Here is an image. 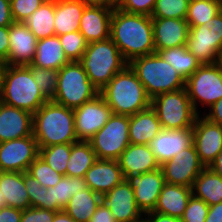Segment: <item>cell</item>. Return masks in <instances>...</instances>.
Segmentation results:
<instances>
[{
	"label": "cell",
	"instance_id": "cell-1",
	"mask_svg": "<svg viewBox=\"0 0 222 222\" xmlns=\"http://www.w3.org/2000/svg\"><path fill=\"white\" fill-rule=\"evenodd\" d=\"M110 38L127 63L155 53L152 17L131 14L114 7Z\"/></svg>",
	"mask_w": 222,
	"mask_h": 222
},
{
	"label": "cell",
	"instance_id": "cell-2",
	"mask_svg": "<svg viewBox=\"0 0 222 222\" xmlns=\"http://www.w3.org/2000/svg\"><path fill=\"white\" fill-rule=\"evenodd\" d=\"M32 135L39 149L77 142L73 109L48 100L33 114Z\"/></svg>",
	"mask_w": 222,
	"mask_h": 222
},
{
	"label": "cell",
	"instance_id": "cell-3",
	"mask_svg": "<svg viewBox=\"0 0 222 222\" xmlns=\"http://www.w3.org/2000/svg\"><path fill=\"white\" fill-rule=\"evenodd\" d=\"M99 94L113 114L132 116L151 106V98L129 64L119 71Z\"/></svg>",
	"mask_w": 222,
	"mask_h": 222
},
{
	"label": "cell",
	"instance_id": "cell-4",
	"mask_svg": "<svg viewBox=\"0 0 222 222\" xmlns=\"http://www.w3.org/2000/svg\"><path fill=\"white\" fill-rule=\"evenodd\" d=\"M0 101L34 114L48 99L41 92L27 66L2 65Z\"/></svg>",
	"mask_w": 222,
	"mask_h": 222
},
{
	"label": "cell",
	"instance_id": "cell-5",
	"mask_svg": "<svg viewBox=\"0 0 222 222\" xmlns=\"http://www.w3.org/2000/svg\"><path fill=\"white\" fill-rule=\"evenodd\" d=\"M128 64L151 99L185 88L184 78L156 52L135 58Z\"/></svg>",
	"mask_w": 222,
	"mask_h": 222
},
{
	"label": "cell",
	"instance_id": "cell-6",
	"mask_svg": "<svg viewBox=\"0 0 222 222\" xmlns=\"http://www.w3.org/2000/svg\"><path fill=\"white\" fill-rule=\"evenodd\" d=\"M79 63L99 92L128 65L111 38L88 43Z\"/></svg>",
	"mask_w": 222,
	"mask_h": 222
},
{
	"label": "cell",
	"instance_id": "cell-7",
	"mask_svg": "<svg viewBox=\"0 0 222 222\" xmlns=\"http://www.w3.org/2000/svg\"><path fill=\"white\" fill-rule=\"evenodd\" d=\"M98 94L79 61H70L58 71L57 90L51 100L74 110Z\"/></svg>",
	"mask_w": 222,
	"mask_h": 222
},
{
	"label": "cell",
	"instance_id": "cell-8",
	"mask_svg": "<svg viewBox=\"0 0 222 222\" xmlns=\"http://www.w3.org/2000/svg\"><path fill=\"white\" fill-rule=\"evenodd\" d=\"M151 107L164 130L193 128L198 116L186 88L156 95L151 99Z\"/></svg>",
	"mask_w": 222,
	"mask_h": 222
},
{
	"label": "cell",
	"instance_id": "cell-9",
	"mask_svg": "<svg viewBox=\"0 0 222 222\" xmlns=\"http://www.w3.org/2000/svg\"><path fill=\"white\" fill-rule=\"evenodd\" d=\"M185 88L195 112L202 115L206 108L222 98V61L201 65L185 81Z\"/></svg>",
	"mask_w": 222,
	"mask_h": 222
},
{
	"label": "cell",
	"instance_id": "cell-10",
	"mask_svg": "<svg viewBox=\"0 0 222 222\" xmlns=\"http://www.w3.org/2000/svg\"><path fill=\"white\" fill-rule=\"evenodd\" d=\"M128 130L129 116L112 114L89 140L97 159L118 160L130 144Z\"/></svg>",
	"mask_w": 222,
	"mask_h": 222
},
{
	"label": "cell",
	"instance_id": "cell-11",
	"mask_svg": "<svg viewBox=\"0 0 222 222\" xmlns=\"http://www.w3.org/2000/svg\"><path fill=\"white\" fill-rule=\"evenodd\" d=\"M165 183L192 188L205 166L201 163L194 144L160 165Z\"/></svg>",
	"mask_w": 222,
	"mask_h": 222
},
{
	"label": "cell",
	"instance_id": "cell-12",
	"mask_svg": "<svg viewBox=\"0 0 222 222\" xmlns=\"http://www.w3.org/2000/svg\"><path fill=\"white\" fill-rule=\"evenodd\" d=\"M73 113L75 134L78 141H89L113 114L100 94L74 109Z\"/></svg>",
	"mask_w": 222,
	"mask_h": 222
},
{
	"label": "cell",
	"instance_id": "cell-13",
	"mask_svg": "<svg viewBox=\"0 0 222 222\" xmlns=\"http://www.w3.org/2000/svg\"><path fill=\"white\" fill-rule=\"evenodd\" d=\"M38 156L39 148L33 135L0 142V171L27 172Z\"/></svg>",
	"mask_w": 222,
	"mask_h": 222
},
{
	"label": "cell",
	"instance_id": "cell-14",
	"mask_svg": "<svg viewBox=\"0 0 222 222\" xmlns=\"http://www.w3.org/2000/svg\"><path fill=\"white\" fill-rule=\"evenodd\" d=\"M187 50L203 64H216L222 60V33H215L208 26L190 27Z\"/></svg>",
	"mask_w": 222,
	"mask_h": 222
},
{
	"label": "cell",
	"instance_id": "cell-15",
	"mask_svg": "<svg viewBox=\"0 0 222 222\" xmlns=\"http://www.w3.org/2000/svg\"><path fill=\"white\" fill-rule=\"evenodd\" d=\"M193 131V144L201 163L209 167L222 151V126L198 115Z\"/></svg>",
	"mask_w": 222,
	"mask_h": 222
},
{
	"label": "cell",
	"instance_id": "cell-16",
	"mask_svg": "<svg viewBox=\"0 0 222 222\" xmlns=\"http://www.w3.org/2000/svg\"><path fill=\"white\" fill-rule=\"evenodd\" d=\"M117 222H143L144 215L138 209L130 180H123L102 196Z\"/></svg>",
	"mask_w": 222,
	"mask_h": 222
},
{
	"label": "cell",
	"instance_id": "cell-17",
	"mask_svg": "<svg viewBox=\"0 0 222 222\" xmlns=\"http://www.w3.org/2000/svg\"><path fill=\"white\" fill-rule=\"evenodd\" d=\"M37 38L23 22L9 26V55L2 63L11 66H28L36 54Z\"/></svg>",
	"mask_w": 222,
	"mask_h": 222
},
{
	"label": "cell",
	"instance_id": "cell-18",
	"mask_svg": "<svg viewBox=\"0 0 222 222\" xmlns=\"http://www.w3.org/2000/svg\"><path fill=\"white\" fill-rule=\"evenodd\" d=\"M155 52L186 45L189 24L185 19L152 17Z\"/></svg>",
	"mask_w": 222,
	"mask_h": 222
},
{
	"label": "cell",
	"instance_id": "cell-19",
	"mask_svg": "<svg viewBox=\"0 0 222 222\" xmlns=\"http://www.w3.org/2000/svg\"><path fill=\"white\" fill-rule=\"evenodd\" d=\"M124 180L160 168L150 145L129 144L118 159Z\"/></svg>",
	"mask_w": 222,
	"mask_h": 222
},
{
	"label": "cell",
	"instance_id": "cell-20",
	"mask_svg": "<svg viewBox=\"0 0 222 222\" xmlns=\"http://www.w3.org/2000/svg\"><path fill=\"white\" fill-rule=\"evenodd\" d=\"M135 202L142 214L154 211L158 197L162 191L165 179L161 168L140 174L130 179Z\"/></svg>",
	"mask_w": 222,
	"mask_h": 222
},
{
	"label": "cell",
	"instance_id": "cell-21",
	"mask_svg": "<svg viewBox=\"0 0 222 222\" xmlns=\"http://www.w3.org/2000/svg\"><path fill=\"white\" fill-rule=\"evenodd\" d=\"M193 144L192 128L162 130L149 144L158 163L171 160L177 153Z\"/></svg>",
	"mask_w": 222,
	"mask_h": 222
},
{
	"label": "cell",
	"instance_id": "cell-22",
	"mask_svg": "<svg viewBox=\"0 0 222 222\" xmlns=\"http://www.w3.org/2000/svg\"><path fill=\"white\" fill-rule=\"evenodd\" d=\"M33 114L0 101V142L32 135Z\"/></svg>",
	"mask_w": 222,
	"mask_h": 222
},
{
	"label": "cell",
	"instance_id": "cell-23",
	"mask_svg": "<svg viewBox=\"0 0 222 222\" xmlns=\"http://www.w3.org/2000/svg\"><path fill=\"white\" fill-rule=\"evenodd\" d=\"M114 7L86 6L79 24V32L88 43L110 38Z\"/></svg>",
	"mask_w": 222,
	"mask_h": 222
},
{
	"label": "cell",
	"instance_id": "cell-24",
	"mask_svg": "<svg viewBox=\"0 0 222 222\" xmlns=\"http://www.w3.org/2000/svg\"><path fill=\"white\" fill-rule=\"evenodd\" d=\"M87 186L103 196L123 180L118 160L97 159L85 174Z\"/></svg>",
	"mask_w": 222,
	"mask_h": 222
},
{
	"label": "cell",
	"instance_id": "cell-25",
	"mask_svg": "<svg viewBox=\"0 0 222 222\" xmlns=\"http://www.w3.org/2000/svg\"><path fill=\"white\" fill-rule=\"evenodd\" d=\"M87 183L84 178L63 176L54 187H45L41 201V209H50L56 212L62 211L70 198L77 192L87 189Z\"/></svg>",
	"mask_w": 222,
	"mask_h": 222
},
{
	"label": "cell",
	"instance_id": "cell-26",
	"mask_svg": "<svg viewBox=\"0 0 222 222\" xmlns=\"http://www.w3.org/2000/svg\"><path fill=\"white\" fill-rule=\"evenodd\" d=\"M162 130L157 114L151 106L129 116L130 144L149 145Z\"/></svg>",
	"mask_w": 222,
	"mask_h": 222
},
{
	"label": "cell",
	"instance_id": "cell-27",
	"mask_svg": "<svg viewBox=\"0 0 222 222\" xmlns=\"http://www.w3.org/2000/svg\"><path fill=\"white\" fill-rule=\"evenodd\" d=\"M191 196L192 188L165 183L154 211L181 219Z\"/></svg>",
	"mask_w": 222,
	"mask_h": 222
},
{
	"label": "cell",
	"instance_id": "cell-28",
	"mask_svg": "<svg viewBox=\"0 0 222 222\" xmlns=\"http://www.w3.org/2000/svg\"><path fill=\"white\" fill-rule=\"evenodd\" d=\"M85 5L79 0H55V36L79 31Z\"/></svg>",
	"mask_w": 222,
	"mask_h": 222
},
{
	"label": "cell",
	"instance_id": "cell-29",
	"mask_svg": "<svg viewBox=\"0 0 222 222\" xmlns=\"http://www.w3.org/2000/svg\"><path fill=\"white\" fill-rule=\"evenodd\" d=\"M24 184V172H1L0 191L6 199V206L25 210L30 207L29 195Z\"/></svg>",
	"mask_w": 222,
	"mask_h": 222
},
{
	"label": "cell",
	"instance_id": "cell-30",
	"mask_svg": "<svg viewBox=\"0 0 222 222\" xmlns=\"http://www.w3.org/2000/svg\"><path fill=\"white\" fill-rule=\"evenodd\" d=\"M69 62L64 54L59 37L53 36L38 40L36 54L31 64L39 68L59 71Z\"/></svg>",
	"mask_w": 222,
	"mask_h": 222
},
{
	"label": "cell",
	"instance_id": "cell-31",
	"mask_svg": "<svg viewBox=\"0 0 222 222\" xmlns=\"http://www.w3.org/2000/svg\"><path fill=\"white\" fill-rule=\"evenodd\" d=\"M192 195L209 206L222 202V178L205 167L193 183Z\"/></svg>",
	"mask_w": 222,
	"mask_h": 222
},
{
	"label": "cell",
	"instance_id": "cell-32",
	"mask_svg": "<svg viewBox=\"0 0 222 222\" xmlns=\"http://www.w3.org/2000/svg\"><path fill=\"white\" fill-rule=\"evenodd\" d=\"M101 202L102 196L88 187L81 192L75 193L63 210L75 222H89Z\"/></svg>",
	"mask_w": 222,
	"mask_h": 222
},
{
	"label": "cell",
	"instance_id": "cell-33",
	"mask_svg": "<svg viewBox=\"0 0 222 222\" xmlns=\"http://www.w3.org/2000/svg\"><path fill=\"white\" fill-rule=\"evenodd\" d=\"M54 16L55 0H47L23 23L40 40L55 36Z\"/></svg>",
	"mask_w": 222,
	"mask_h": 222
},
{
	"label": "cell",
	"instance_id": "cell-34",
	"mask_svg": "<svg viewBox=\"0 0 222 222\" xmlns=\"http://www.w3.org/2000/svg\"><path fill=\"white\" fill-rule=\"evenodd\" d=\"M97 160L89 141L71 144V154L66 166V176L84 178L86 172Z\"/></svg>",
	"mask_w": 222,
	"mask_h": 222
},
{
	"label": "cell",
	"instance_id": "cell-35",
	"mask_svg": "<svg viewBox=\"0 0 222 222\" xmlns=\"http://www.w3.org/2000/svg\"><path fill=\"white\" fill-rule=\"evenodd\" d=\"M167 61L186 81L200 66L201 63L187 50L186 45L157 52Z\"/></svg>",
	"mask_w": 222,
	"mask_h": 222
},
{
	"label": "cell",
	"instance_id": "cell-36",
	"mask_svg": "<svg viewBox=\"0 0 222 222\" xmlns=\"http://www.w3.org/2000/svg\"><path fill=\"white\" fill-rule=\"evenodd\" d=\"M221 11V0H190L185 20L189 27L200 26L209 22Z\"/></svg>",
	"mask_w": 222,
	"mask_h": 222
},
{
	"label": "cell",
	"instance_id": "cell-37",
	"mask_svg": "<svg viewBox=\"0 0 222 222\" xmlns=\"http://www.w3.org/2000/svg\"><path fill=\"white\" fill-rule=\"evenodd\" d=\"M70 154L71 144H58L39 149V157L63 176H66V166Z\"/></svg>",
	"mask_w": 222,
	"mask_h": 222
},
{
	"label": "cell",
	"instance_id": "cell-38",
	"mask_svg": "<svg viewBox=\"0 0 222 222\" xmlns=\"http://www.w3.org/2000/svg\"><path fill=\"white\" fill-rule=\"evenodd\" d=\"M190 0H156L151 17L186 19Z\"/></svg>",
	"mask_w": 222,
	"mask_h": 222
},
{
	"label": "cell",
	"instance_id": "cell-39",
	"mask_svg": "<svg viewBox=\"0 0 222 222\" xmlns=\"http://www.w3.org/2000/svg\"><path fill=\"white\" fill-rule=\"evenodd\" d=\"M58 37L67 59L69 61H79L88 46L85 37L79 31L66 33Z\"/></svg>",
	"mask_w": 222,
	"mask_h": 222
},
{
	"label": "cell",
	"instance_id": "cell-40",
	"mask_svg": "<svg viewBox=\"0 0 222 222\" xmlns=\"http://www.w3.org/2000/svg\"><path fill=\"white\" fill-rule=\"evenodd\" d=\"M27 67L31 70L33 79L41 92L48 100H51L57 90L58 70L39 68L32 64Z\"/></svg>",
	"mask_w": 222,
	"mask_h": 222
},
{
	"label": "cell",
	"instance_id": "cell-41",
	"mask_svg": "<svg viewBox=\"0 0 222 222\" xmlns=\"http://www.w3.org/2000/svg\"><path fill=\"white\" fill-rule=\"evenodd\" d=\"M27 173L47 188L54 187L63 177L39 156L29 165Z\"/></svg>",
	"mask_w": 222,
	"mask_h": 222
},
{
	"label": "cell",
	"instance_id": "cell-42",
	"mask_svg": "<svg viewBox=\"0 0 222 222\" xmlns=\"http://www.w3.org/2000/svg\"><path fill=\"white\" fill-rule=\"evenodd\" d=\"M208 211L209 205L192 195L181 220L182 222H205Z\"/></svg>",
	"mask_w": 222,
	"mask_h": 222
},
{
	"label": "cell",
	"instance_id": "cell-43",
	"mask_svg": "<svg viewBox=\"0 0 222 222\" xmlns=\"http://www.w3.org/2000/svg\"><path fill=\"white\" fill-rule=\"evenodd\" d=\"M47 0H10L14 22H24Z\"/></svg>",
	"mask_w": 222,
	"mask_h": 222
},
{
	"label": "cell",
	"instance_id": "cell-44",
	"mask_svg": "<svg viewBox=\"0 0 222 222\" xmlns=\"http://www.w3.org/2000/svg\"><path fill=\"white\" fill-rule=\"evenodd\" d=\"M156 0H122L116 7L131 14H142L151 17Z\"/></svg>",
	"mask_w": 222,
	"mask_h": 222
},
{
	"label": "cell",
	"instance_id": "cell-45",
	"mask_svg": "<svg viewBox=\"0 0 222 222\" xmlns=\"http://www.w3.org/2000/svg\"><path fill=\"white\" fill-rule=\"evenodd\" d=\"M24 184L29 195L30 207H37L41 209V201L43 196L41 184L27 172H24Z\"/></svg>",
	"mask_w": 222,
	"mask_h": 222
},
{
	"label": "cell",
	"instance_id": "cell-46",
	"mask_svg": "<svg viewBox=\"0 0 222 222\" xmlns=\"http://www.w3.org/2000/svg\"><path fill=\"white\" fill-rule=\"evenodd\" d=\"M56 211L29 207L22 211L20 222H52Z\"/></svg>",
	"mask_w": 222,
	"mask_h": 222
},
{
	"label": "cell",
	"instance_id": "cell-47",
	"mask_svg": "<svg viewBox=\"0 0 222 222\" xmlns=\"http://www.w3.org/2000/svg\"><path fill=\"white\" fill-rule=\"evenodd\" d=\"M202 116L210 122L222 126V98L206 109Z\"/></svg>",
	"mask_w": 222,
	"mask_h": 222
},
{
	"label": "cell",
	"instance_id": "cell-48",
	"mask_svg": "<svg viewBox=\"0 0 222 222\" xmlns=\"http://www.w3.org/2000/svg\"><path fill=\"white\" fill-rule=\"evenodd\" d=\"M89 222H117L105 203L101 202Z\"/></svg>",
	"mask_w": 222,
	"mask_h": 222
},
{
	"label": "cell",
	"instance_id": "cell-49",
	"mask_svg": "<svg viewBox=\"0 0 222 222\" xmlns=\"http://www.w3.org/2000/svg\"><path fill=\"white\" fill-rule=\"evenodd\" d=\"M22 210L10 206L0 208V222H20Z\"/></svg>",
	"mask_w": 222,
	"mask_h": 222
},
{
	"label": "cell",
	"instance_id": "cell-50",
	"mask_svg": "<svg viewBox=\"0 0 222 222\" xmlns=\"http://www.w3.org/2000/svg\"><path fill=\"white\" fill-rule=\"evenodd\" d=\"M13 22L10 0H0V27H9Z\"/></svg>",
	"mask_w": 222,
	"mask_h": 222
},
{
	"label": "cell",
	"instance_id": "cell-51",
	"mask_svg": "<svg viewBox=\"0 0 222 222\" xmlns=\"http://www.w3.org/2000/svg\"><path fill=\"white\" fill-rule=\"evenodd\" d=\"M9 27H0V62L3 63L9 55Z\"/></svg>",
	"mask_w": 222,
	"mask_h": 222
},
{
	"label": "cell",
	"instance_id": "cell-52",
	"mask_svg": "<svg viewBox=\"0 0 222 222\" xmlns=\"http://www.w3.org/2000/svg\"><path fill=\"white\" fill-rule=\"evenodd\" d=\"M143 222H182V220L180 218L152 211L144 214Z\"/></svg>",
	"mask_w": 222,
	"mask_h": 222
},
{
	"label": "cell",
	"instance_id": "cell-53",
	"mask_svg": "<svg viewBox=\"0 0 222 222\" xmlns=\"http://www.w3.org/2000/svg\"><path fill=\"white\" fill-rule=\"evenodd\" d=\"M205 222H222V202L209 206Z\"/></svg>",
	"mask_w": 222,
	"mask_h": 222
},
{
	"label": "cell",
	"instance_id": "cell-54",
	"mask_svg": "<svg viewBox=\"0 0 222 222\" xmlns=\"http://www.w3.org/2000/svg\"><path fill=\"white\" fill-rule=\"evenodd\" d=\"M215 33H222V11L213 17L209 22L204 23Z\"/></svg>",
	"mask_w": 222,
	"mask_h": 222
},
{
	"label": "cell",
	"instance_id": "cell-55",
	"mask_svg": "<svg viewBox=\"0 0 222 222\" xmlns=\"http://www.w3.org/2000/svg\"><path fill=\"white\" fill-rule=\"evenodd\" d=\"M85 6L95 7H116L117 5L112 0H79Z\"/></svg>",
	"mask_w": 222,
	"mask_h": 222
},
{
	"label": "cell",
	"instance_id": "cell-56",
	"mask_svg": "<svg viewBox=\"0 0 222 222\" xmlns=\"http://www.w3.org/2000/svg\"><path fill=\"white\" fill-rule=\"evenodd\" d=\"M209 168L217 175L222 178V151L216 156L214 162L209 166Z\"/></svg>",
	"mask_w": 222,
	"mask_h": 222
},
{
	"label": "cell",
	"instance_id": "cell-57",
	"mask_svg": "<svg viewBox=\"0 0 222 222\" xmlns=\"http://www.w3.org/2000/svg\"><path fill=\"white\" fill-rule=\"evenodd\" d=\"M52 222H75L64 210L56 212Z\"/></svg>",
	"mask_w": 222,
	"mask_h": 222
},
{
	"label": "cell",
	"instance_id": "cell-58",
	"mask_svg": "<svg viewBox=\"0 0 222 222\" xmlns=\"http://www.w3.org/2000/svg\"><path fill=\"white\" fill-rule=\"evenodd\" d=\"M2 192L0 191V208L6 206V199L2 196Z\"/></svg>",
	"mask_w": 222,
	"mask_h": 222
},
{
	"label": "cell",
	"instance_id": "cell-59",
	"mask_svg": "<svg viewBox=\"0 0 222 222\" xmlns=\"http://www.w3.org/2000/svg\"><path fill=\"white\" fill-rule=\"evenodd\" d=\"M116 5H118L122 0H112Z\"/></svg>",
	"mask_w": 222,
	"mask_h": 222
},
{
	"label": "cell",
	"instance_id": "cell-60",
	"mask_svg": "<svg viewBox=\"0 0 222 222\" xmlns=\"http://www.w3.org/2000/svg\"><path fill=\"white\" fill-rule=\"evenodd\" d=\"M2 65H3V64L0 62V72H1Z\"/></svg>",
	"mask_w": 222,
	"mask_h": 222
}]
</instances>
